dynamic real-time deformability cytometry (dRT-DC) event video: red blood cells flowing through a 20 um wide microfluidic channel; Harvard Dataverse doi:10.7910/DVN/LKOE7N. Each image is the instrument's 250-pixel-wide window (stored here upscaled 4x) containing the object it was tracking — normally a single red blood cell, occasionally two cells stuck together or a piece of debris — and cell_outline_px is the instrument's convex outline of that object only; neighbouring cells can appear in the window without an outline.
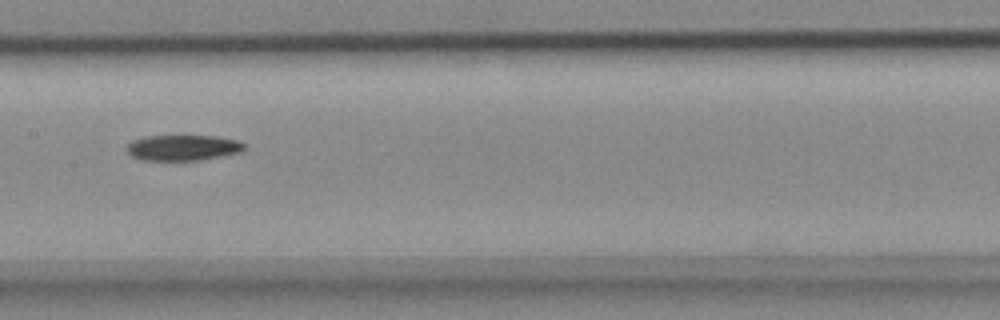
{"species": "common noctule bat (a hibernating species)", "species_latin": "Nyctalus noctula", "temperature_condition": "cold", "stored_images_in_passage": 15, "segment_of_instrument_passage": [1, 2], "camera_frame_rate_fps": 3000, "um_per_image_px": 0.085, "animal": {"sex": "female", "body_mass_g": 18.4}, "frame": {"image": 1, "passage_image": 7, "time_ms": 2.0, "image_size_px": [1000, 320], "cell_outline_px": [[244, 148], [240, 152], [196, 160], [144, 160], [132, 156], [128, 152], [128, 144], [132, 140], [148, 136], [216, 136], [236, 140], [244, 144]], "centroid_in_image_um": [15.52, 12.54], "position_along_channel_um": 191.9, "area_um2": 17.17}}
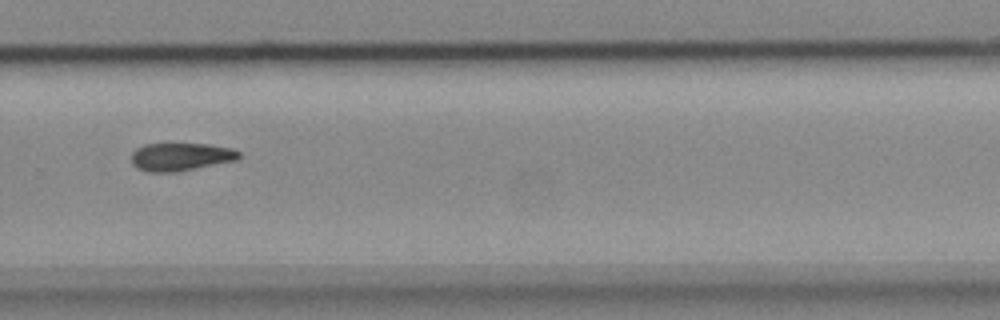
{"frame": {"image": 2, "passage_image": 10, "time_ms": 3.0, "image_size_px": [1000, 320], "cell_outline_px": [[240, 156], [236, 160], [180, 172], [152, 172], [140, 168], [132, 164], [132, 152], [136, 148], [144, 144], [208, 144], [232, 148], [240, 152]], "centroid_in_image_um": [15.38, 13.33], "position_along_channel_um": 314.4, "area_um2": 17.51}}
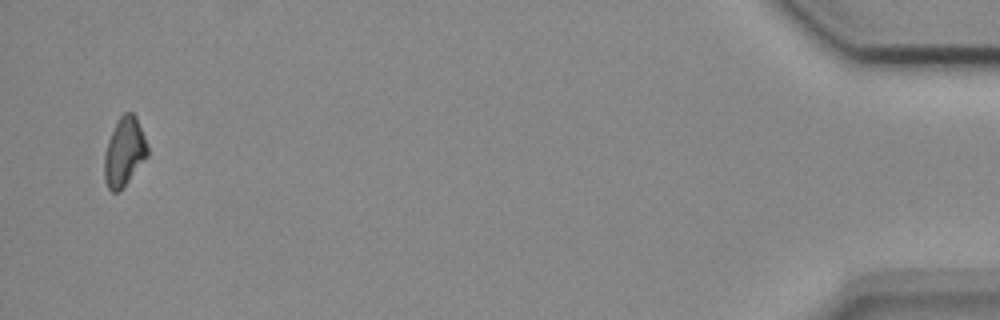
{"frame": {"image": 3, "passage_image": 14, "time_ms": 4.333, "image_size_px": [1000, 320], "cell_outline_px": [[148, 156], [128, 180], [116, 192], [112, 192], [108, 188], [104, 180], [104, 152], [108, 140], [120, 116], [124, 112], [132, 112], [136, 116], [148, 144]], "centroid_in_image_um": [10.56, 12.88], "position_along_channel_um": 424.6, "area_um2": 17.11}}